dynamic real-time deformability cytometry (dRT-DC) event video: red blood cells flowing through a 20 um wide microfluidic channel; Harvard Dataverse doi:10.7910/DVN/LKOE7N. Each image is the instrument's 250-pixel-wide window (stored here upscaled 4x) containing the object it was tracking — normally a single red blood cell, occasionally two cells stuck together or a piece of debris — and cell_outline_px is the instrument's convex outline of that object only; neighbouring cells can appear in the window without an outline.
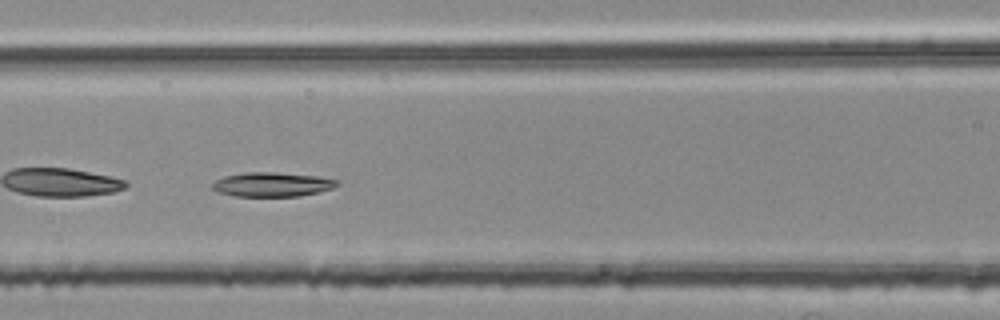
{"species": "common noctule bat (a hibernating species)", "species_latin": "Nyctalus noctula", "temperature_condition": "room temperature", "stored_images_in_passage": 52, "camera_frame_rate_fps": 3000, "um_per_image_px": 0.085, "animal": {"sex": "female", "body_mass_g": 25.1}, "frame": {"image": 1, "passage_image": 23, "time_ms": 7.333, "image_size_px": [1000, 320], "cell_outline_px": [[340, 184], [332, 188], [320, 192], [300, 196], [232, 196], [220, 192], [212, 188], [212, 184], [216, 180], [224, 176], [244, 172], [272, 172], [316, 176], [340, 180]], "centroid_in_image_um": [23.16, 15.68], "position_along_channel_um": 143.4, "area_um2": 17.69}}
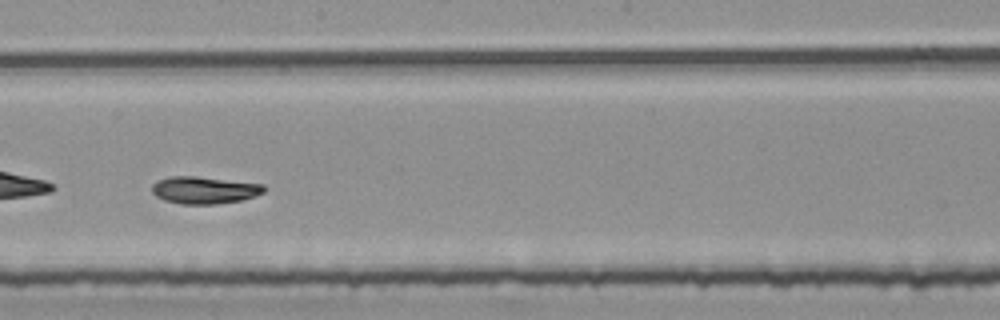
{"frame": {"image": 2, "passage_image": 30, "time_ms": 9.667, "image_size_px": [1000, 320], "cell_outline_px": [[264, 192], [256, 196], [244, 200], [216, 204], [180, 204], [164, 200], [156, 196], [152, 192], [152, 184], [156, 180], [168, 176], [196, 176], [264, 184]], "centroid_in_image_um": [17.35, 16.16], "position_along_channel_um": 230.8, "area_um2": 17.98}, "authors_computed_cell_mechanics": {"area_um2": 17.7735, "velocity_mm_per_s": 3.7564, "shape_relaxation_time_tau1_ms": 5.9124, "shape_relaxation_time_tau2_ms": 6.0756, "deformation_change_tau1": 0.231, "deformation_change_tau2": 0.1129}}